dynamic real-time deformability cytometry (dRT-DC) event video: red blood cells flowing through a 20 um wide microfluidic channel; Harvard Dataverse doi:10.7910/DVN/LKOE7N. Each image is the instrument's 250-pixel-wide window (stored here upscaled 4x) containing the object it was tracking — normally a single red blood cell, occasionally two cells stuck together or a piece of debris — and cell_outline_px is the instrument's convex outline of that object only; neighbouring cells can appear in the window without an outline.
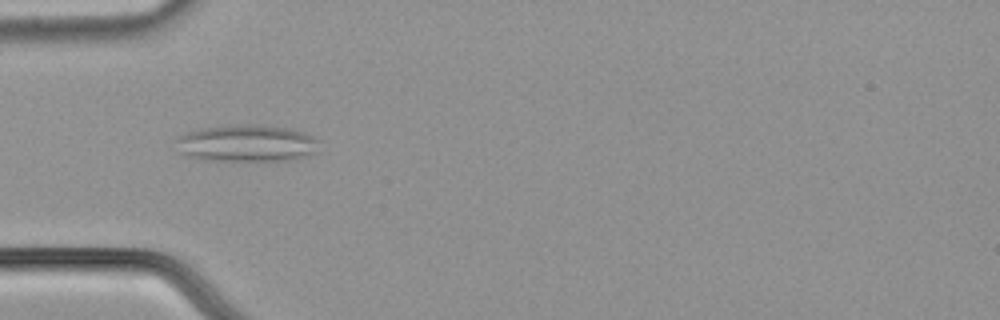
{"species": "common noctule bat (a hibernating species)", "species_latin": "Nyctalus noctula", "temperature_condition": "cold", "stored_images_in_passage": 55, "segment_of_instrument_passage": [1, 2], "camera_frame_rate_fps": 3000, "um_per_image_px": 0.085, "animal": {"sex": "male", "body_mass_g": 21.5, "forearm_length_mm": 52.0}, "frame": {"image": 1, "passage_image": 17, "time_ms": 5.333, "image_size_px": [1000, 320], "cell_outline_px": [[320, 140], [316, 152], [308, 156], [296, 160], [204, 160], [184, 156], [176, 152], [176, 136], [200, 128], [228, 124], [256, 124], [292, 128], [304, 132]], "centroid_in_image_um": [20.94, 12.17], "position_along_channel_um": 64.1, "area_um2": 31.67}}